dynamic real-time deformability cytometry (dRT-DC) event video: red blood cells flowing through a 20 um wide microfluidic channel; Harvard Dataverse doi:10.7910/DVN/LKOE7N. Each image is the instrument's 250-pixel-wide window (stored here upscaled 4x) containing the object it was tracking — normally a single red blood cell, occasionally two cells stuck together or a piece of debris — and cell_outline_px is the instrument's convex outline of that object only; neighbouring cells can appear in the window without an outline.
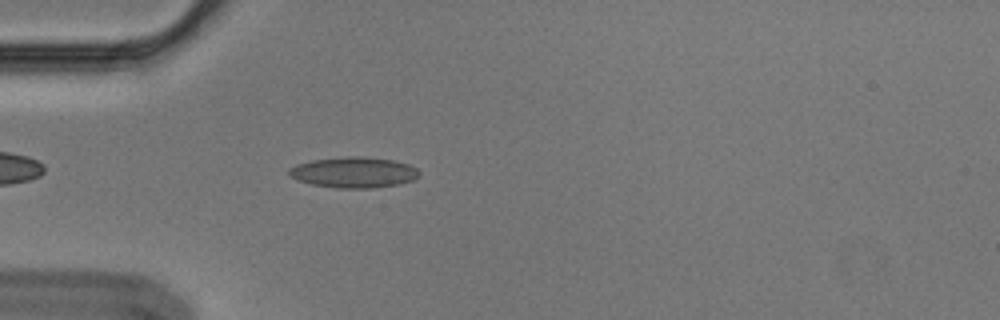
{"species": "Egyptian fruit bat (a non-hibernating species)", "species_latin": "Rousettus aegyptiacus", "temperature_condition": "cold", "stored_images_in_passage": 3, "camera_frame_rate_fps": 3000, "um_per_image_px": 0.085, "animal": {"sex": "male"}, "frame": {"image": 1, "passage_image": 3, "time_ms": 0.667, "image_size_px": [1000, 320], "cell_outline_px": [[420, 176], [412, 180], [400, 184], [372, 188], [336, 188], [312, 184], [288, 176], [288, 168], [296, 164], [312, 160], [348, 156], [364, 156], [392, 160], [408, 164], [416, 168], [420, 172]], "centroid_in_image_um": [30.07, 14.65], "position_along_channel_um": 54.9, "area_um2": 23.41}}